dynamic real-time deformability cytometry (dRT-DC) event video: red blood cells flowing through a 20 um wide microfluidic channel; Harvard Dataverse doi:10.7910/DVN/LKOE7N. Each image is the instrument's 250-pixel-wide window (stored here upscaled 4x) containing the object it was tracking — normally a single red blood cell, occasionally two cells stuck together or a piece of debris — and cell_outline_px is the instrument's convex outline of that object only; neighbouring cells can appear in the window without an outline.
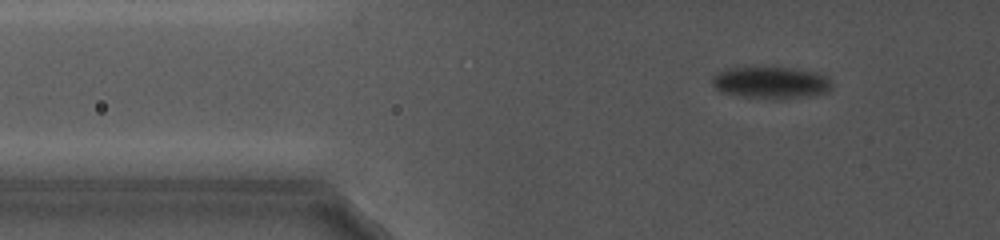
{"species": "common noctule bat (a hibernating species)", "species_latin": "Nyctalus noctula", "temperature_condition": "cold", "stored_images_in_passage": 13, "camera_frame_rate_fps": 5000, "um_per_image_px": 0.085, "animal": {"sex": "female", "body_mass_g": 19.0, "forearm_length_mm": 56.7}, "frame": {"image": 1, "passage_image": 4, "time_ms": 1.2, "image_size_px": [1000, 240], "cell_outline_px": [[832, 88], [828, 92], [808, 96], [740, 96], [720, 92], [712, 84], [712, 76], [720, 72], [732, 68], [792, 68], [816, 72], [828, 76], [832, 80]], "centroid_in_image_um": [65.57, 6.99], "position_along_channel_um": 60.2, "area_um2": 21.39}}